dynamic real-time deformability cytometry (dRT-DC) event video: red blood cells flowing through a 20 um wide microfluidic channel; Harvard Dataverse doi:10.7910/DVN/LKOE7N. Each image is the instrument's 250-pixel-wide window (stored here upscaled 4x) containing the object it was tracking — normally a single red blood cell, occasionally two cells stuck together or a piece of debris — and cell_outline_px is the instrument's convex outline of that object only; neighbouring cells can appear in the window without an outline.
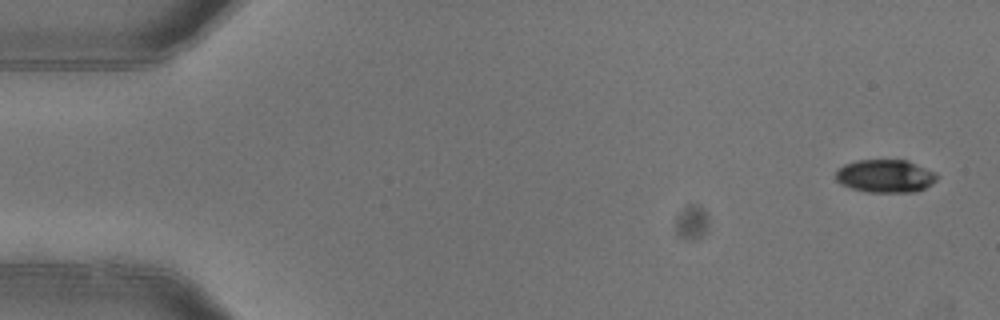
{"species": "common noctule bat (a hibernating species)", "species_latin": "Nyctalus noctula", "temperature_condition": "warm", "stored_images_in_passage": 5, "camera_frame_rate_fps": 3000, "um_per_image_px": 0.085, "animal": {"sex": "female"}, "frame": {"image": 1, "passage_image": 1, "time_ms": 0.0, "image_size_px": [1000, 320], "cell_outline_px": [[940, 176], [932, 184], [916, 192], [868, 192], [852, 188], [840, 184], [836, 180], [836, 172], [844, 164], [856, 160], [908, 160], [936, 172]], "centroid_in_image_um": [75.28, 14.96], "position_along_channel_um": 9.7, "area_um2": 19.59}}
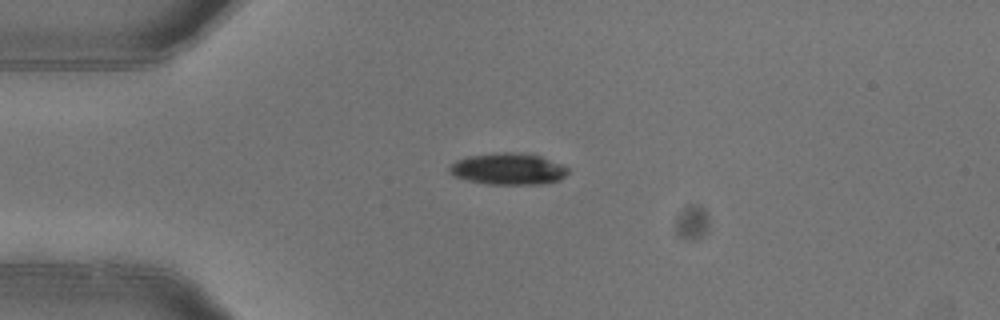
{"frame": {"image": 2, "passage_image": 4, "time_ms": 1.0, "image_size_px": [1000, 320], "cell_outline_px": [[568, 172], [560, 180], [540, 184], [488, 184], [468, 180], [452, 176], [448, 172], [448, 168], [456, 160], [468, 156], [504, 152], [516, 152], [540, 156], [560, 164], [568, 168]], "centroid_in_image_um": [43.16, 14.36], "position_along_channel_um": 41.8, "area_um2": 21.68}}